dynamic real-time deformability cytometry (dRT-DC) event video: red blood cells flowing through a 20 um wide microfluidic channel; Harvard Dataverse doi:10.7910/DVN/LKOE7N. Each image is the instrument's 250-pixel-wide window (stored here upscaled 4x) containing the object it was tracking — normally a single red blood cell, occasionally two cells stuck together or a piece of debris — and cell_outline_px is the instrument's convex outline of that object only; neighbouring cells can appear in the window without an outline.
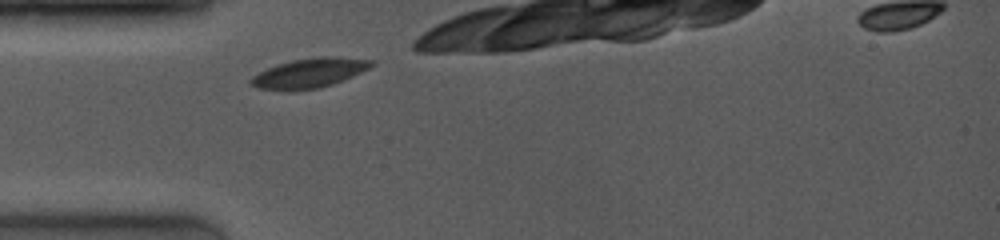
{"species": "common noctule bat (a hibernating species)", "species_latin": "Nyctalus noctula", "temperature_condition": "room temperature", "stored_images_in_passage": 23, "camera_frame_rate_fps": 4000, "um_per_image_px": 0.085, "animal": {"sex": "female", "body_mass_g": 19.0, "forearm_length_mm": 53.3}, "frame": {"image": 1, "passage_image": 1, "time_ms": 0.0, "image_size_px": [1000, 240], "cell_outline_px": [[376, 64], [344, 80], [320, 88], [288, 92], [256, 88], [248, 84], [248, 80], [252, 76], [276, 64], [292, 60], [320, 56], [328, 56], [376, 60]], "centroid_in_image_um": [26.25, 6.23], "position_along_channel_um": 58.8, "area_um2": 21.15}}